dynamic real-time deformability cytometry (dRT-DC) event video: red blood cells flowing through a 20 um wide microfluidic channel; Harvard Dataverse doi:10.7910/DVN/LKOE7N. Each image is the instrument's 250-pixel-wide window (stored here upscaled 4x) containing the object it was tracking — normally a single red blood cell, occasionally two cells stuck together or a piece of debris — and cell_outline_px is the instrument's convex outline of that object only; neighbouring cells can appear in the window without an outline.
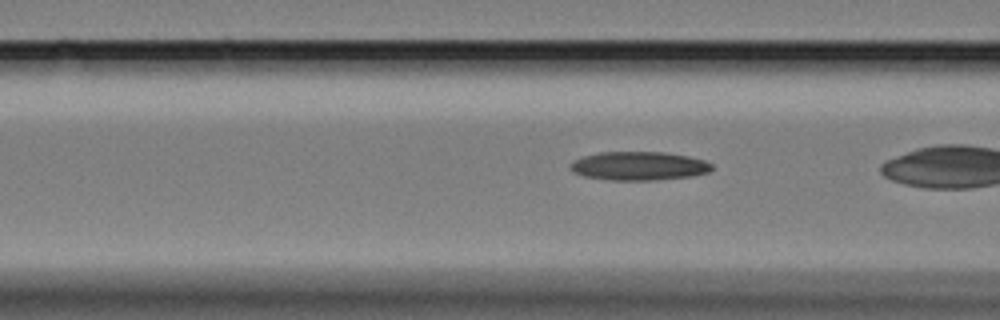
{"species": "Egyptian fruit bat (a non-hibernating species)", "species_latin": "Rousettus aegyptiacus", "temperature_condition": "cold", "stored_images_in_passage": 36, "camera_frame_rate_fps": 3000, "um_per_image_px": 0.085, "animal": {"sex": "female"}, "frame": {"image": 1, "passage_image": 12, "time_ms": 3.667, "image_size_px": [1000, 320], "cell_outline_px": [[712, 168], [708, 172], [692, 176], [652, 180], [612, 180], [584, 176], [572, 172], [568, 168], [568, 164], [572, 160], [584, 156], [600, 152], [664, 152], [688, 156], [704, 160], [712, 164]], "centroid_in_image_um": [54.25, 14.1], "position_along_channel_um": 112.3, "area_um2": 23.7}}
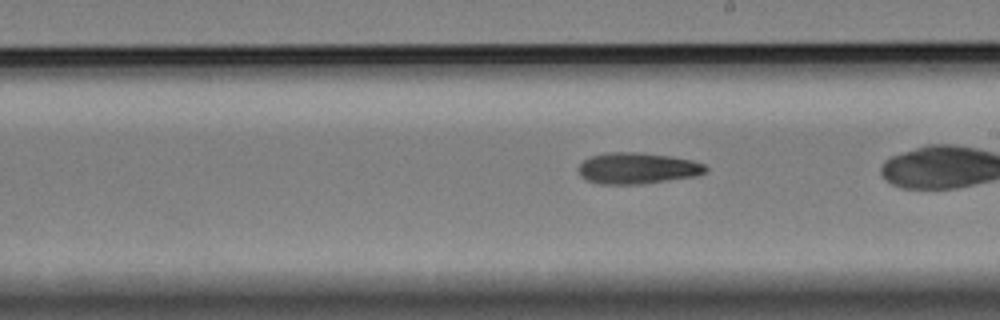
{"frame": {"image": 2, "passage_image": 23, "time_ms": 7.333, "image_size_px": [1000, 320], "cell_outline_px": [[708, 172], [696, 176], [644, 184], [596, 184], [584, 180], [580, 176], [576, 168], [584, 160], [592, 156], [608, 152], [636, 152], [668, 156], [692, 160], [704, 164], [708, 168]], "centroid_in_image_um": [54.15, 14.32], "position_along_channel_um": 234.9, "area_um2": 23.41}}
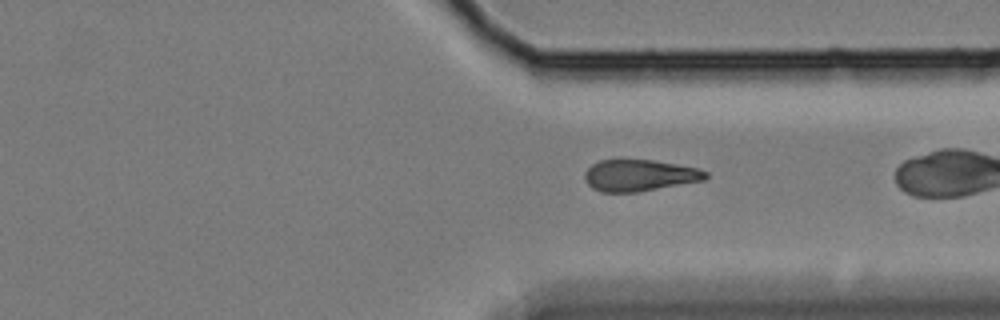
{"frame": {"image": 3, "passage_image": 34, "time_ms": 11.0, "image_size_px": [1000, 320], "cell_outline_px": [[708, 176], [704, 180], [636, 192], [600, 192], [592, 188], [584, 180], [584, 172], [592, 164], [600, 160], [652, 160], [696, 168], [708, 172]], "centroid_in_image_um": [54.31, 14.91], "position_along_channel_um": 357.1, "area_um2": 22.02}}